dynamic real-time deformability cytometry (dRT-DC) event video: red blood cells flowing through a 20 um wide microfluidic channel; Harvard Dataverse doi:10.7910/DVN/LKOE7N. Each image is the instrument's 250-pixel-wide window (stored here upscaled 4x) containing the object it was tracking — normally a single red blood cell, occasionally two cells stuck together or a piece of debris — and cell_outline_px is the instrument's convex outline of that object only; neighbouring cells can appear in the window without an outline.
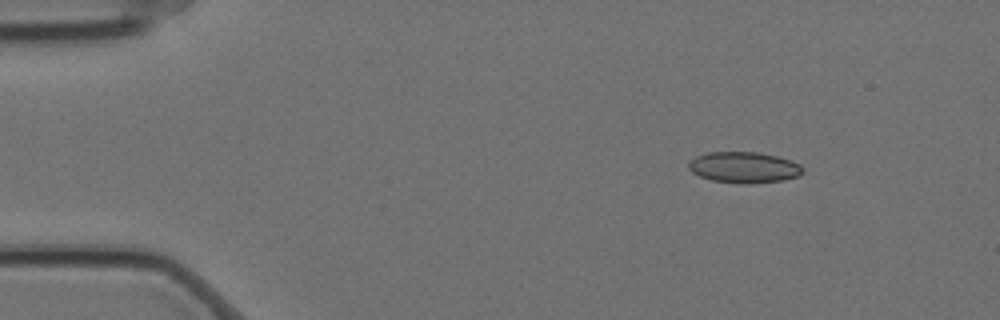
{"species": "Egyptian fruit bat (a non-hibernating species)", "species_latin": "Rousettus aegyptiacus", "temperature_condition": "cold", "stored_images_in_passage": 4, "camera_frame_rate_fps": 3000, "um_per_image_px": 0.085, "animal": {"sex": "female"}, "frame": {"image": 1, "passage_image": 2, "time_ms": 0.333, "image_size_px": [1000, 320], "cell_outline_px": [[804, 172], [800, 176], [780, 180], [748, 184], [740, 184], [712, 180], [700, 176], [692, 172], [688, 168], [688, 164], [696, 156], [708, 152], [756, 152], [776, 156], [792, 160], [800, 164], [804, 168]], "centroid_in_image_um": [63.26, 14.23], "position_along_channel_um": 21.7, "area_um2": 20.69}}
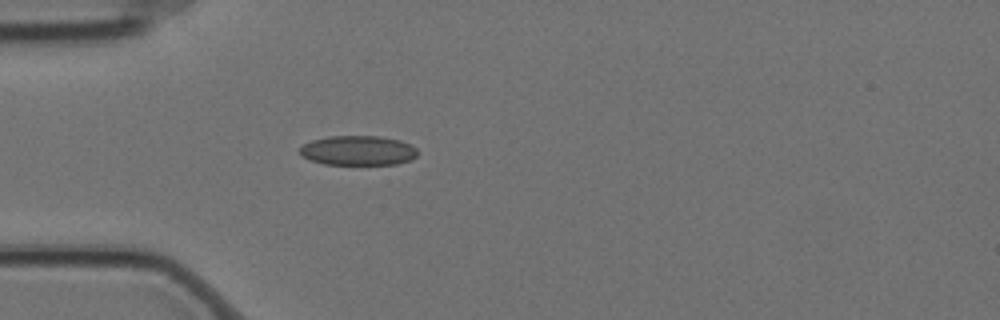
{"frame": {"image": 2, "passage_image": 4, "time_ms": 1.0, "image_size_px": [1000, 320], "cell_outline_px": [[416, 156], [408, 160], [396, 164], [324, 164], [300, 156], [300, 148], [304, 144], [312, 140], [328, 136], [380, 136], [400, 140], [416, 148]], "centroid_in_image_um": [30.4, 12.78], "position_along_channel_um": 54.6, "area_um2": 20.17}}